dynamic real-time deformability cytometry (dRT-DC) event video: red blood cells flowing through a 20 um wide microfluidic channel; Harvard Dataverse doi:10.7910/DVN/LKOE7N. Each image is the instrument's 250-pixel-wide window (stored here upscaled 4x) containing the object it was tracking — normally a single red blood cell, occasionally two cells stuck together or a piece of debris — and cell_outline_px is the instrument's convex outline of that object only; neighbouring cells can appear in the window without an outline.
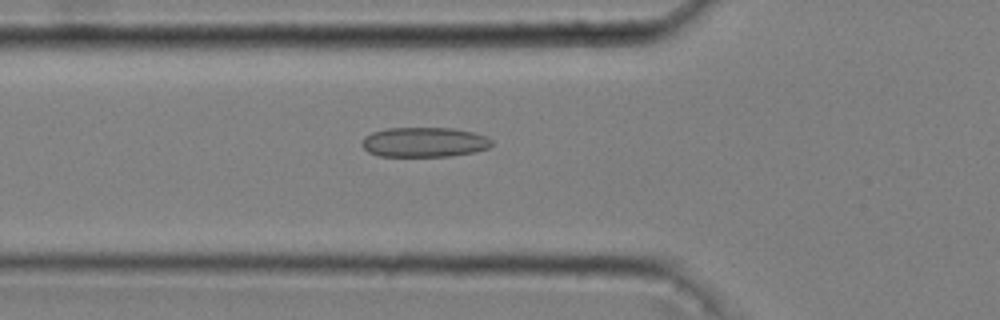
{"species": "common noctule bat (a hibernating species)", "species_latin": "Nyctalus noctula", "temperature_condition": "cold", "stored_images_in_passage": 49, "camera_frame_rate_fps": 3000, "um_per_image_px": 0.085, "animal": {"sex": "male", "body_mass_g": 20.4}, "frame": {"image": 1, "passage_image": 19, "time_ms": 6.0, "image_size_px": [1000, 320], "cell_outline_px": [[492, 144], [488, 148], [476, 152], [452, 156], [380, 156], [368, 152], [360, 144], [364, 136], [372, 132], [388, 128], [452, 128], [472, 132], [488, 136], [492, 140]], "centroid_in_image_um": [36.07, 12.08], "position_along_channel_um": 89.7, "area_um2": 22.72}}
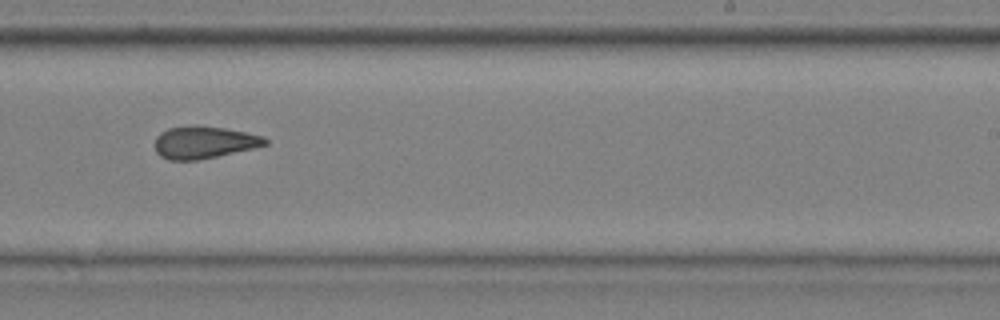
{"frame": {"image": 2, "passage_image": 34, "time_ms": 11.0, "image_size_px": [1000, 320], "cell_outline_px": [[268, 144], [252, 148], [216, 156], [196, 160], [168, 160], [160, 156], [156, 152], [156, 136], [160, 132], [168, 128], [192, 124], [196, 124], [224, 128], [264, 136], [268, 140]], "centroid_in_image_um": [17.31, 12.08], "position_along_channel_um": 271.7, "area_um2": 20.75}}
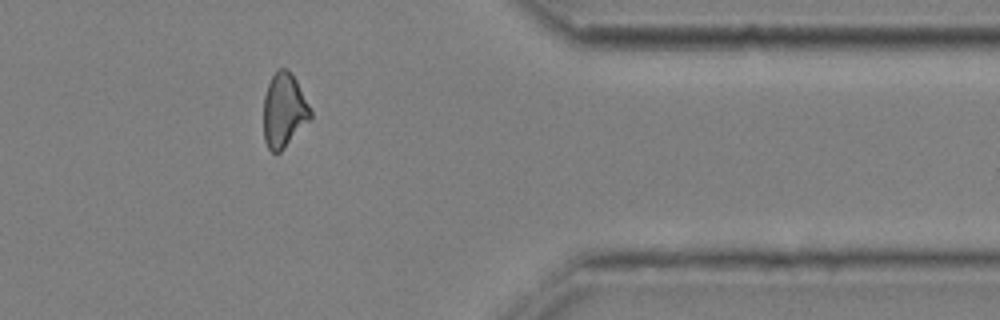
{"frame": {"image": 3, "passage_image": 45, "time_ms": 14.667, "image_size_px": [1000, 320], "cell_outline_px": [[312, 116], [284, 148], [280, 152], [272, 152], [268, 148], [264, 140], [264, 96], [268, 84], [272, 76], [280, 68], [288, 68], [292, 72], [312, 112]], "centroid_in_image_um": [24.12, 9.37], "position_along_channel_um": 387.3, "area_um2": 20.0}, "authors_computed_cell_mechanics": {"area_um2": 21.2704, "velocity_mm_per_s": 3.6399, "shape_relaxation_time_tau1_ms": null, "shape_relaxation_time_tau2_ms": 2.7553, "deformation_change_tau1": null, "deformation_change_tau2": 0.1063}}